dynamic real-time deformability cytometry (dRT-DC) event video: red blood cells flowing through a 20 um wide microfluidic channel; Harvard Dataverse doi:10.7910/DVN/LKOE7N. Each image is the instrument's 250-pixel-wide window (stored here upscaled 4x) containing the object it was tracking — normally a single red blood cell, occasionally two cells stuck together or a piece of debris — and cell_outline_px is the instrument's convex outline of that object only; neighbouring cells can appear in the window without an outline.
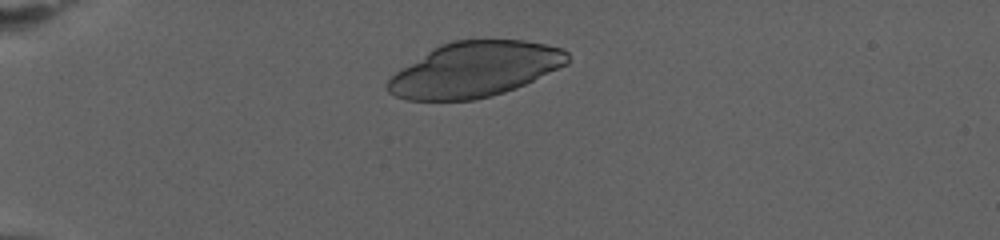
{"species": "human", "species_latin": "Homo sapiens", "temperature_condition": "warm", "stored_images_in_passage": 50, "camera_frame_rate_fps": 3000, "um_per_image_px": 0.085, "donor": {"sex": "female"}, "frame": {"image": 1, "passage_image": 1, "time_ms": 0.0, "image_size_px": [1000, 240], "cell_outline_px": [[568, 64], [516, 88], [504, 92], [472, 100], [408, 100], [396, 96], [388, 92], [388, 80], [396, 72], [432, 48], [440, 44], [452, 40], [524, 40], [564, 48], [568, 52]], "centroid_in_image_um": [40.37, 5.89], "position_along_channel_um": 44.6, "area_um2": 57.45}}